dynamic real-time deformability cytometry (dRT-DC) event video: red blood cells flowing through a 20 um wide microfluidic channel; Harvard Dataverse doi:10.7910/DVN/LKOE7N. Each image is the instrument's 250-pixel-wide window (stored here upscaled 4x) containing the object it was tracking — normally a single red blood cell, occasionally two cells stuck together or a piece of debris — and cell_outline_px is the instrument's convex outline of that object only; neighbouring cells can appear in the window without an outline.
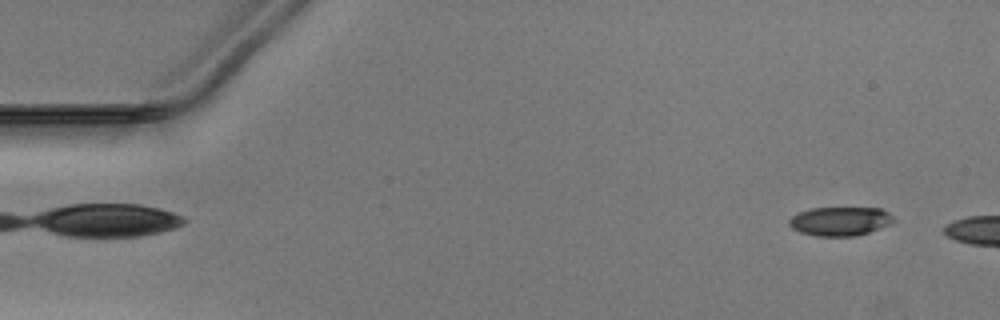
{"species": "Egyptian fruit bat (a non-hibernating species)", "species_latin": "Rousettus aegyptiacus", "temperature_condition": "warm", "stored_images_in_passage": 7, "camera_frame_rate_fps": 3000, "um_per_image_px": 0.085, "animal": {"sex": "male"}, "frame": {"image": 1, "passage_image": 3, "time_ms": 0.667, "image_size_px": [1000, 320], "cell_outline_px": [[896, 220], [880, 228], [856, 236], [816, 236], [800, 232], [792, 228], [788, 224], [788, 220], [792, 216], [808, 208], [880, 208], [888, 212]], "centroid_in_image_um": [71.38, 18.8], "position_along_channel_um": 13.6, "area_um2": 17.57}}